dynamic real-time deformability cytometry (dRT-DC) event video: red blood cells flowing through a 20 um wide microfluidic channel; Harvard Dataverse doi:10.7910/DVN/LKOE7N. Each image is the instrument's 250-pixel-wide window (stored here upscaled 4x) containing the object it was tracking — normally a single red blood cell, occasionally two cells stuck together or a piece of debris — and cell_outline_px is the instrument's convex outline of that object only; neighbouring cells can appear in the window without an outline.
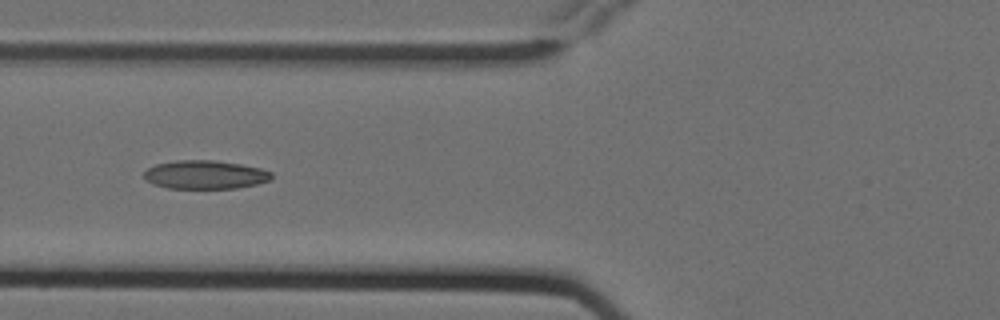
{"species": "Egyptian fruit bat (a non-hibernating species)", "species_latin": "Rousettus aegyptiacus", "temperature_condition": "cold", "stored_images_in_passage": 7, "camera_frame_rate_fps": 3000, "um_per_image_px": 0.085, "animal": {"sex": "female"}, "frame": {"image": 1, "passage_image": 7, "time_ms": 2.0, "image_size_px": [1000, 320], "cell_outline_px": [[272, 180], [256, 184], [236, 188], [168, 188], [152, 184], [144, 176], [144, 172], [148, 168], [156, 164], [176, 160], [216, 160], [240, 164], [260, 168], [272, 172]], "centroid_in_image_um": [17.45, 14.84], "position_along_channel_um": 108.3, "area_um2": 21.21}}